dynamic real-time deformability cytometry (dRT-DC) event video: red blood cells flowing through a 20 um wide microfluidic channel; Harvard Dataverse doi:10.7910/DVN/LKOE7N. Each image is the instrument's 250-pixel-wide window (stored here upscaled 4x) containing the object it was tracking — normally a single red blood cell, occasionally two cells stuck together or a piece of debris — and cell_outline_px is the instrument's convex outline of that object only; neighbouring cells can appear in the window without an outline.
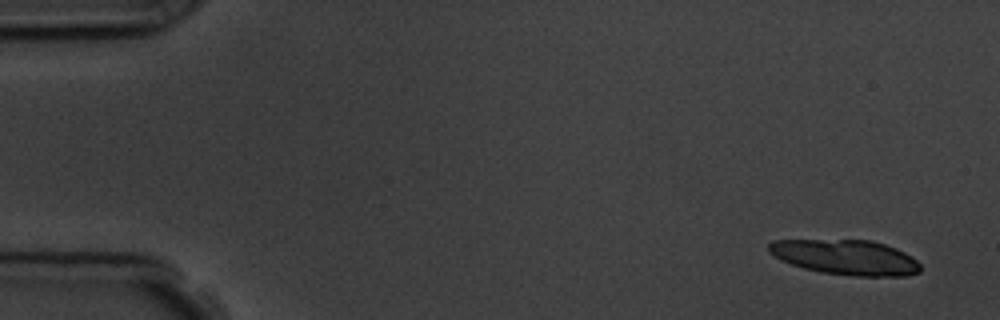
{"species": "common noctule bat (a hibernating species)", "species_latin": "Nyctalus noctula", "temperature_condition": "room temperature", "stored_images_in_passage": 5, "camera_frame_rate_fps": 3000, "um_per_image_px": 0.085, "animal": {"sex": "male", "body_mass_g": 19.5, "forearm_length_mm": 54.6}, "frame": {"image": 1, "passage_image": 1, "time_ms": 0.0, "image_size_px": [1000, 320], "cell_outline_px": [[920, 272], [908, 276], [852, 276], [820, 272], [804, 268], [780, 260], [768, 252], [768, 244], [772, 240], [872, 240], [896, 248], [912, 256], [920, 264]], "centroid_in_image_um": [71.89, 21.87], "position_along_channel_um": 13.1, "area_um2": 31.1}}